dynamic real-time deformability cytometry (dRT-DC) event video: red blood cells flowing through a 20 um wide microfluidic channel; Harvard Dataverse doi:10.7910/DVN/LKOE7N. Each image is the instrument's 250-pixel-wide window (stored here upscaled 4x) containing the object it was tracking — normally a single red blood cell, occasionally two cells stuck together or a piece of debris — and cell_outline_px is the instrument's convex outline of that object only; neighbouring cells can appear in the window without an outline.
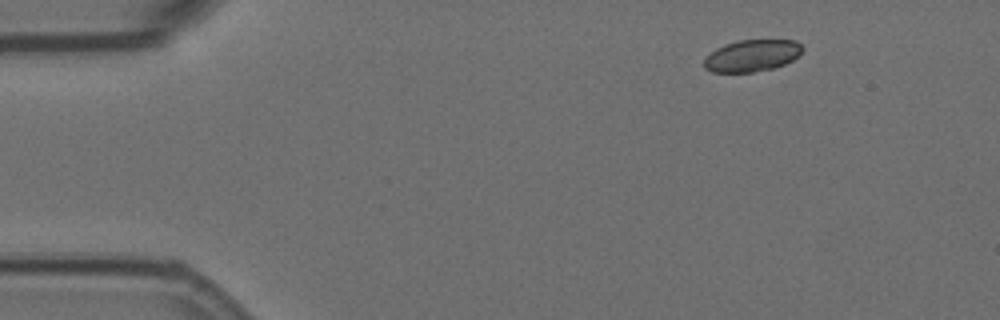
{"species": "Egyptian fruit bat (a non-hibernating species)", "species_latin": "Rousettus aegyptiacus", "temperature_condition": "room temperature", "stored_images_in_passage": 2, "camera_frame_rate_fps": 3000, "um_per_image_px": 0.085, "animal": {"sex": "female"}, "frame": {"image": 1, "passage_image": 1, "time_ms": 0.0, "image_size_px": [1000, 320], "cell_outline_px": [[804, 48], [800, 56], [784, 64], [772, 68], [752, 72], [712, 72], [704, 68], [704, 60], [716, 48], [724, 44], [740, 40], [796, 40]], "centroid_in_image_um": [63.94, 4.72], "position_along_channel_um": 21.1, "area_um2": 18.21}}